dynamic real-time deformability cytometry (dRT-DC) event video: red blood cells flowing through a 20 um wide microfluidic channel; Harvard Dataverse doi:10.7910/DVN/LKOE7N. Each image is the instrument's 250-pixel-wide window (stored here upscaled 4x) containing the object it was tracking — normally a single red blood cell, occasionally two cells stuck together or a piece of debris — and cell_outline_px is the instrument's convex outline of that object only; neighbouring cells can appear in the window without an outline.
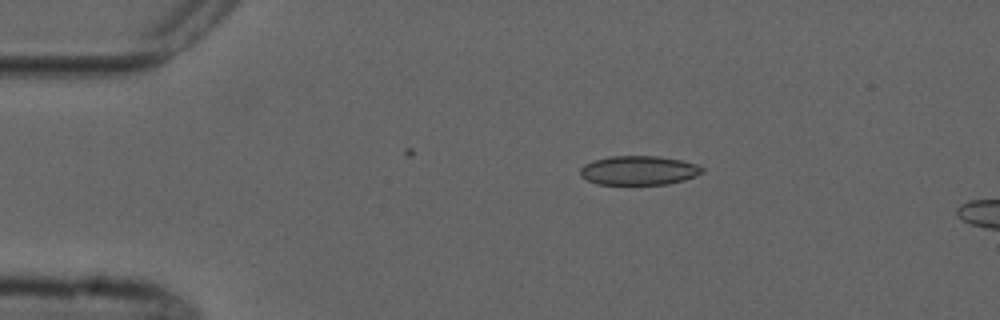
{"species": "common noctule bat (a hibernating species)", "species_latin": "Nyctalus noctula", "temperature_condition": "cold", "stored_images_in_passage": 3, "camera_frame_rate_fps": 3000, "um_per_image_px": 0.085, "animal": {"sex": "male", "forearm_length_mm": 52.5}, "frame": {"image": 1, "passage_image": 2, "time_ms": 1.0, "image_size_px": [1000, 320], "cell_outline_px": [[704, 172], [696, 176], [684, 180], [668, 184], [596, 184], [580, 176], [580, 168], [584, 164], [592, 160], [608, 156], [660, 156], [680, 160], [696, 164], [704, 168]], "centroid_in_image_um": [54.29, 14.48], "position_along_channel_um": 30.7, "area_um2": 20.87}}